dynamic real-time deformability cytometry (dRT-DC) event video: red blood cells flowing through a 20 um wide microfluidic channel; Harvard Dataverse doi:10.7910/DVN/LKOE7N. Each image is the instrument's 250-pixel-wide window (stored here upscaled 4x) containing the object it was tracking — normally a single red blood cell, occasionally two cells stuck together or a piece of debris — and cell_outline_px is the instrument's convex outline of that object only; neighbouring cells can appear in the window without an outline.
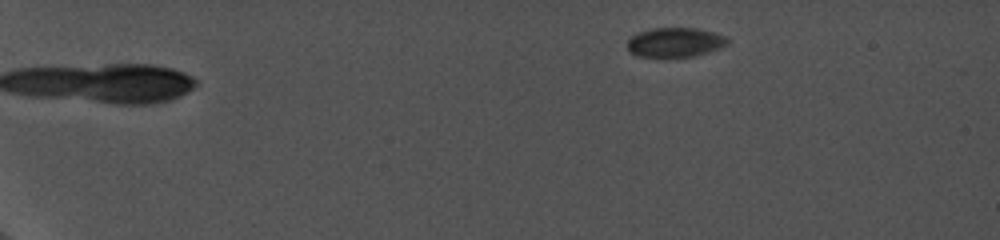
{"species": "common noctule bat (a hibernating species)", "species_latin": "Nyctalus noctula", "temperature_condition": "cold", "stored_images_in_passage": 13, "camera_frame_rate_fps": 5000, "um_per_image_px": 0.085, "animal": {"sex": "female", "body_mass_g": 19.0, "forearm_length_mm": 56.7}, "frame": {"image": 1, "passage_image": 1, "time_ms": 0.0, "image_size_px": [1000, 240], "cell_outline_px": [[728, 44], [720, 48], [696, 56], [668, 60], [636, 56], [628, 52], [628, 36], [652, 28], [696, 28], [728, 36]], "centroid_in_image_um": [57.34, 3.65], "position_along_channel_um": 27.7, "area_um2": 18.09}}
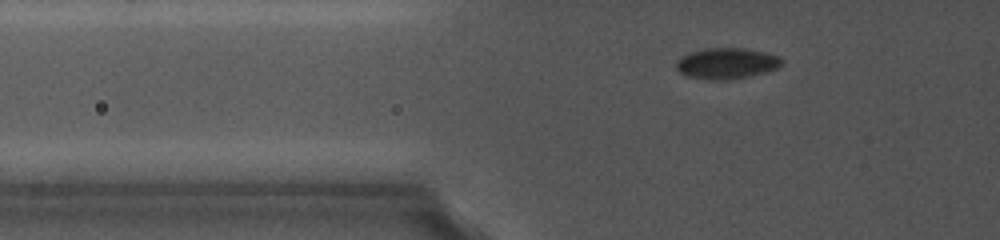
{"frame": {"image": 2, "passage_image": 12, "time_ms": 4.2, "image_size_px": [1000, 240], "cell_outline_px": [[784, 64], [776, 68], [752, 76], [728, 80], [708, 80], [684, 76], [676, 68], [676, 60], [680, 56], [688, 52], [704, 48], [744, 48], [764, 52], [780, 56], [784, 60]], "centroid_in_image_um": [61.74, 5.39], "position_along_channel_um": 64.1, "area_um2": 19.48}}